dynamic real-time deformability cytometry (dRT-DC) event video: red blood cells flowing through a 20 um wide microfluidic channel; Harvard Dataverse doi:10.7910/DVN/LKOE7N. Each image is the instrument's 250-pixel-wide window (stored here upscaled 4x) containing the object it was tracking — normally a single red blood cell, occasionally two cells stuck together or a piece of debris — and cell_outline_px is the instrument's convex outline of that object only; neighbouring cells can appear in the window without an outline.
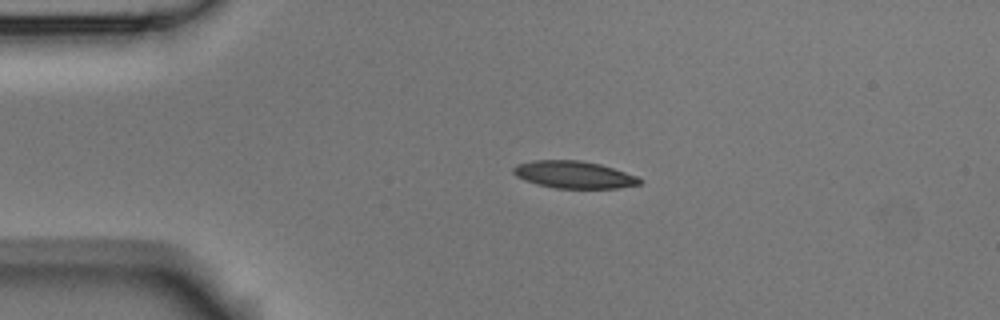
{"species": "Egyptian fruit bat (a non-hibernating species)", "species_latin": "Rousettus aegyptiacus", "temperature_condition": "room temperature", "stored_images_in_passage": 2, "camera_frame_rate_fps": 3000, "um_per_image_px": 0.085, "animal": {"sex": "male"}, "frame": {"image": 1, "passage_image": 1, "time_ms": 0.0, "image_size_px": [1000, 320], "cell_outline_px": [[644, 180], [640, 184], [620, 188], [556, 188], [536, 184], [524, 180], [516, 176], [512, 172], [512, 168], [516, 164], [532, 160], [580, 160], [600, 164], [636, 176]], "centroid_in_image_um": [48.75, 14.84], "position_along_channel_um": 36.3, "area_um2": 20.11}}